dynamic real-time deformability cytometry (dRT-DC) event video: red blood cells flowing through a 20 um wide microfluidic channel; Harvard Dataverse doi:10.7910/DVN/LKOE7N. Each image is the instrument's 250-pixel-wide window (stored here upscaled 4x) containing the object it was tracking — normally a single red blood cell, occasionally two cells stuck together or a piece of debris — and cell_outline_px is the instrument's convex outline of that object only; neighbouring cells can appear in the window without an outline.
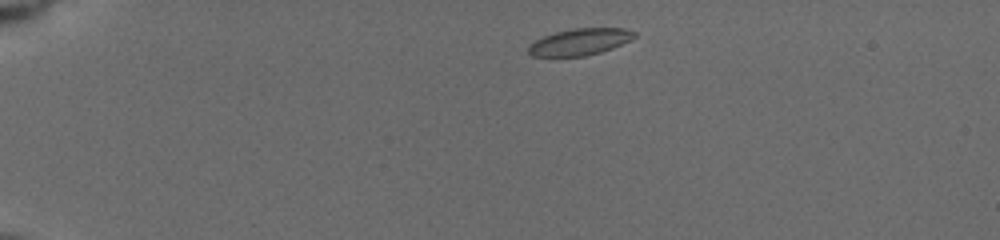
{"species": "common noctule bat (a hibernating species)", "species_latin": "Nyctalus noctula", "temperature_condition": "cold", "stored_images_in_passage": 38, "camera_frame_rate_fps": 3000, "um_per_image_px": 0.085, "animal": {"sex": "female", "body_mass_g": 19.5, "forearm_length_mm": 54.1}, "frame": {"image": 1, "passage_image": 2, "time_ms": 0.333, "image_size_px": [1000, 240], "cell_outline_px": [[636, 36], [612, 48], [600, 52], [584, 56], [532, 56], [528, 52], [528, 48], [536, 40], [544, 36], [556, 32], [572, 28], [624, 28], [636, 32]], "centroid_in_image_um": [49.29, 3.55], "position_along_channel_um": 35.7, "area_um2": 16.18}}
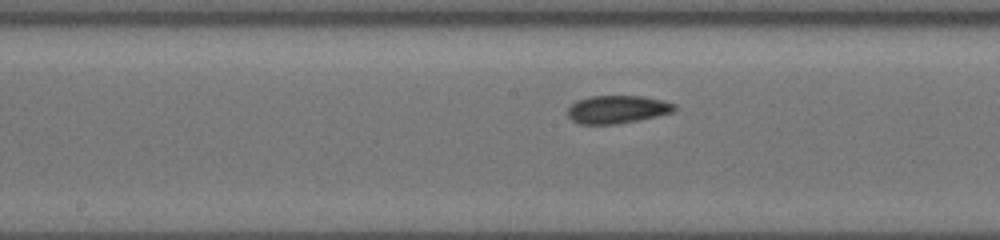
{"frame": {"image": 2, "passage_image": 19, "time_ms": 6.333, "image_size_px": [1000, 240], "cell_outline_px": [[676, 108], [672, 112], [640, 120], [616, 124], [580, 124], [572, 120], [564, 112], [576, 100], [592, 96], [644, 96], [664, 100], [676, 104]], "centroid_in_image_um": [52.45, 9.29], "position_along_channel_um": 195.8, "area_um2": 17.57}}
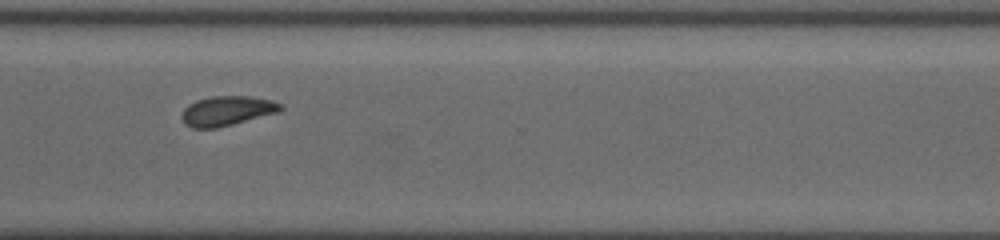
{"frame": {"image": 3, "passage_image": 37, "time_ms": 10.333, "image_size_px": [1000, 240], "cell_outline_px": [[284, 108], [280, 112], [216, 128], [192, 128], [184, 124], [180, 116], [184, 108], [188, 104], [196, 100], [212, 96], [248, 96], [272, 100], [284, 104]], "centroid_in_image_um": [19.3, 9.42], "position_along_channel_um": 351.3, "area_um2": 17.28}}